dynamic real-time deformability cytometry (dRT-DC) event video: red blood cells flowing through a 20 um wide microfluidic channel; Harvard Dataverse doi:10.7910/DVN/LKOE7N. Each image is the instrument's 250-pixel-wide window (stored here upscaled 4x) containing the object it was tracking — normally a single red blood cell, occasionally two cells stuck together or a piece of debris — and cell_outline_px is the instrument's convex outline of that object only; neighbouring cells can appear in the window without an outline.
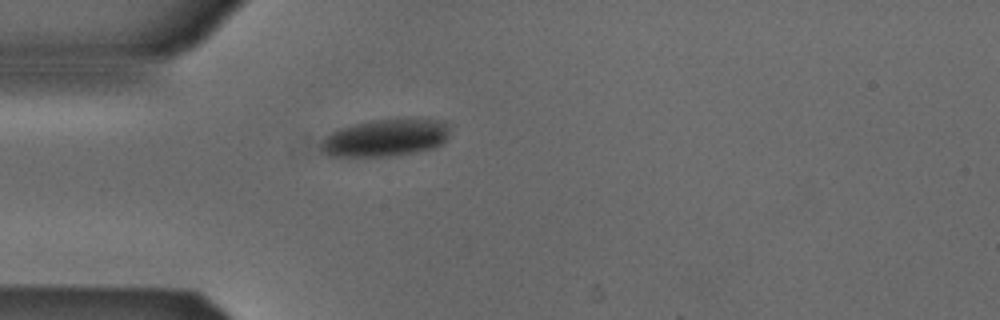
{"species": "Egyptian fruit bat (a non-hibernating species)", "species_latin": "Rousettus aegyptiacus", "temperature_condition": "cold", "stored_images_in_passage": 1, "camera_frame_rate_fps": 3000, "um_per_image_px": 0.085, "animal": {"sex": "male"}, "frame": {"image": 1, "passage_image": 1, "time_ms": 0.0, "image_size_px": [1000, 320], "cell_outline_px": [[452, 124], [448, 140], [444, 144], [432, 148], [416, 152], [388, 156], [324, 156], [320, 152], [320, 140], [324, 136], [336, 128], [372, 120], [444, 120]], "centroid_in_image_um": [32.75, 11.72], "position_along_channel_um": 52.3, "area_um2": 28.5}}